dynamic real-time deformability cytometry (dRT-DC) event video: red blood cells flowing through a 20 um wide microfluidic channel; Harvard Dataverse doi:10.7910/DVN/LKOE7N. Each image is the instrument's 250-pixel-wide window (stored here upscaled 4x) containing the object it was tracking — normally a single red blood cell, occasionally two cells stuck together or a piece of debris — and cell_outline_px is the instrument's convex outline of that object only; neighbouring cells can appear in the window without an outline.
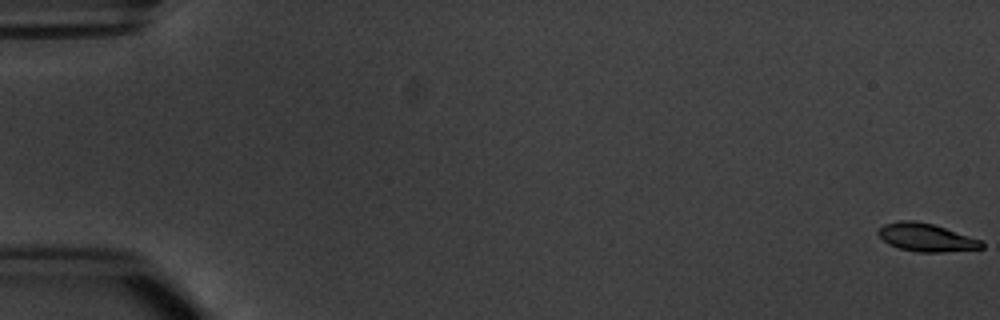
{"species": "common noctule bat (a hibernating species)", "species_latin": "Nyctalus noctula", "temperature_condition": "warm", "stored_images_in_passage": 4, "camera_frame_rate_fps": 3000, "um_per_image_px": 0.085, "animal": {"sex": "male", "body_mass_g": 20.1, "forearm_length_mm": 53.5}, "frame": {"image": 1, "passage_image": 1, "time_ms": 0.0, "image_size_px": [1000, 320], "cell_outline_px": [[984, 248], [940, 252], [920, 252], [900, 248], [888, 244], [876, 232], [884, 224], [900, 220], [916, 220], [932, 224], [980, 240], [984, 244]], "centroid_in_image_um": [78.69, 20.18], "position_along_channel_um": 6.3, "area_um2": 16.59}}